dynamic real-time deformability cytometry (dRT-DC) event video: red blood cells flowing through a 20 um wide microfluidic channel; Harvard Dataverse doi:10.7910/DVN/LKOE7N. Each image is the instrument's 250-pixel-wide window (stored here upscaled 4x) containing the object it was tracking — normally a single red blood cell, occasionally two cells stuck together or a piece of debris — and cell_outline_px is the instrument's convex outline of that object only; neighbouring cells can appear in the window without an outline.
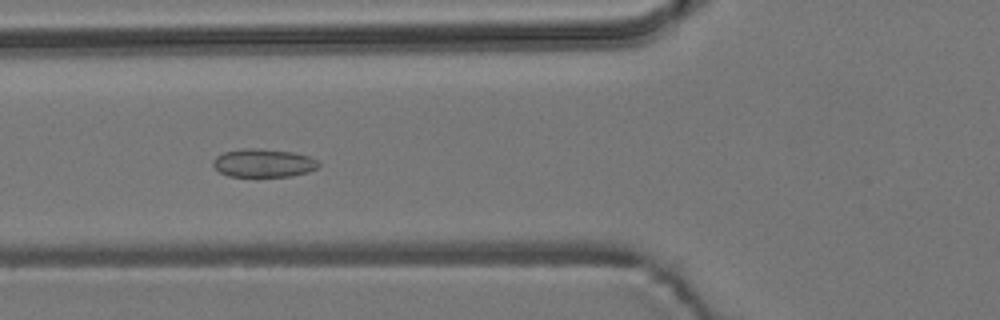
{"species": "common noctule bat (a hibernating species)", "species_latin": "Nyctalus noctula", "temperature_condition": "room temperature", "stored_images_in_passage": 7, "camera_frame_rate_fps": 3000, "um_per_image_px": 0.085, "animal": {"sex": "male", "body_mass_g": 19.2, "forearm_length_mm": 51.8}, "frame": {"image": 1, "passage_image": 6, "time_ms": 5.667, "image_size_px": [1000, 320], "cell_outline_px": [[320, 164], [316, 168], [308, 172], [292, 176], [228, 176], [220, 172], [212, 164], [212, 160], [216, 156], [224, 152], [240, 148], [260, 148], [292, 152], [308, 156], [316, 160]], "centroid_in_image_um": [22.36, 13.85], "position_along_channel_um": 103.4, "area_um2": 17.4}}
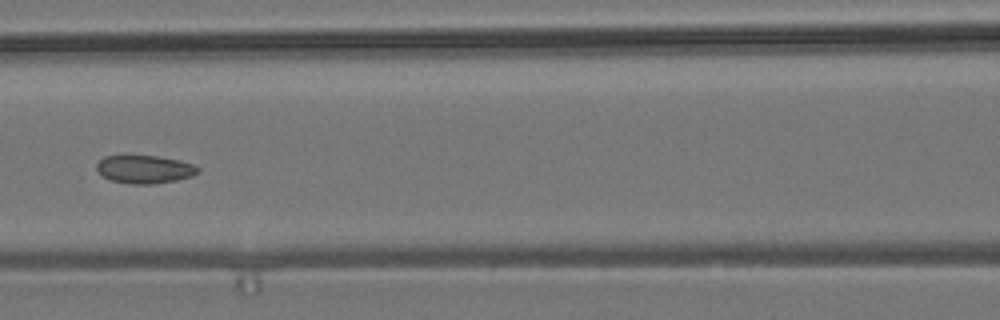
{"frame": {"image": 2, "passage_image": 7, "time_ms": 7.0, "image_size_px": [1000, 320], "cell_outline_px": [[200, 172], [192, 176], [176, 180], [152, 184], [132, 184], [112, 180], [104, 176], [96, 168], [96, 164], [104, 156], [156, 156], [180, 160], [192, 164], [200, 168]], "centroid_in_image_um": [12.32, 14.39], "position_along_channel_um": 154.3, "area_um2": 16.42}}